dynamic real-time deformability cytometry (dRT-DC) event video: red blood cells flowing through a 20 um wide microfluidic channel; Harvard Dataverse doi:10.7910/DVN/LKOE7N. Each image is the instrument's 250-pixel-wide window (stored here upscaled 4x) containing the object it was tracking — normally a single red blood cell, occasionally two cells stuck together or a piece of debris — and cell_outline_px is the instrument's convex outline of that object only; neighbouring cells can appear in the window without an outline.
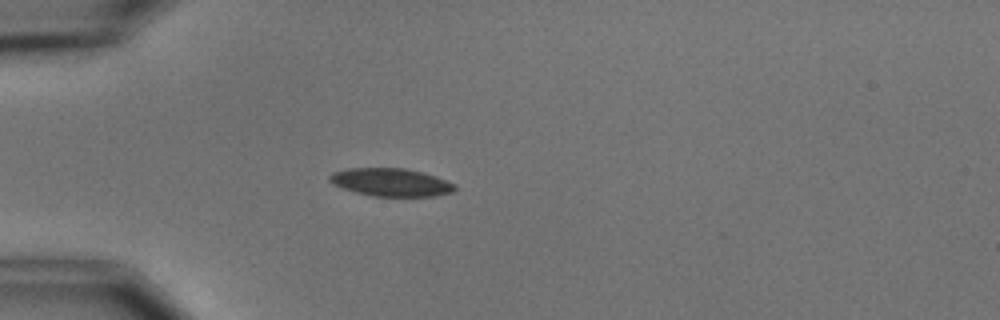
{"species": "common noctule bat (a hibernating species)", "species_latin": "Nyctalus noctula", "temperature_condition": "cold", "stored_images_in_passage": 1, "camera_frame_rate_fps": 3000, "um_per_image_px": 0.085, "animal": {"sex": "male", "body_mass_g": 15.6}, "frame": {"image": 1, "passage_image": 1, "time_ms": 0.0, "image_size_px": [1000, 320], "cell_outline_px": [[456, 188], [452, 192], [436, 196], [372, 196], [356, 192], [332, 184], [328, 180], [328, 176], [332, 172], [348, 168], [404, 168], [424, 172], [436, 176], [456, 184]], "centroid_in_image_um": [33.23, 15.49], "position_along_channel_um": 51.8, "area_um2": 20.52}}